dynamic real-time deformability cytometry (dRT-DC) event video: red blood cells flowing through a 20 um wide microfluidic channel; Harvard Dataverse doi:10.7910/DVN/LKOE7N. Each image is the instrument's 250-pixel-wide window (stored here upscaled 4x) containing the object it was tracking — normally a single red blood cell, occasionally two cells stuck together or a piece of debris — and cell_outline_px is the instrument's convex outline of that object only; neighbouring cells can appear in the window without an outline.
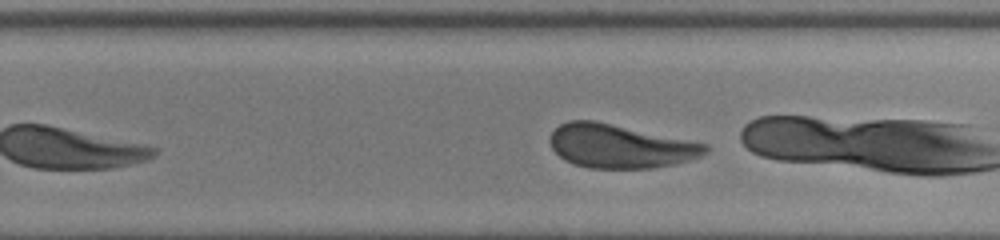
{"species": "human", "species_latin": "Homo sapiens", "temperature_condition": "warm", "stored_images_in_passage": 26, "camera_frame_rate_fps": 3000, "um_per_image_px": 0.085, "donor": {"sex": "male"}, "frame": {"image": 1, "passage_image": 19, "time_ms": 6.0, "image_size_px": [1000, 240], "cell_outline_px": [[704, 148], [700, 152], [664, 164], [640, 168], [600, 168], [580, 164], [568, 160], [560, 156], [556, 152], [552, 144], [552, 132], [556, 128], [564, 124], [576, 120], [584, 120], [604, 124], [700, 144]], "centroid_in_image_um": [52.45, 12.43], "position_along_channel_um": 277.3, "area_um2": 35.32}}
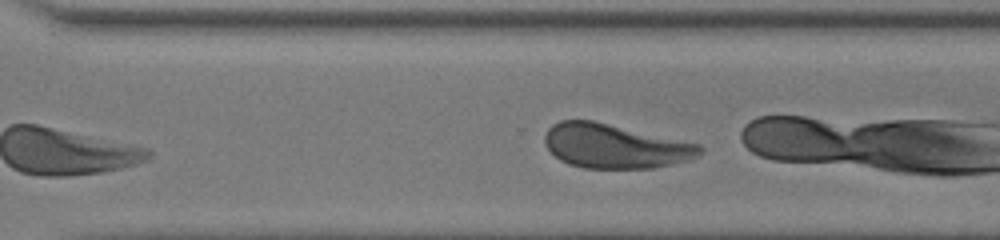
{"frame": {"image": 2, "passage_image": 22, "time_ms": 7.0, "image_size_px": [1000, 240], "cell_outline_px": [[700, 148], [696, 152], [660, 164], [640, 168], [592, 168], [572, 164], [556, 156], [548, 148], [548, 132], [556, 124], [564, 120], [588, 120], [692, 144]], "centroid_in_image_um": [52.03, 12.41], "position_along_channel_um": 318.6, "area_um2": 36.07}, "authors_computed_cell_mechanics": {"area_um2": 35.8649, "velocity_mm_per_s": 4.1171, "shape_relaxation_time_tau1_ms": 2.1963, "shape_relaxation_time_tau2_ms": null, "deformation_change_tau1": 0.2619, "deformation_change_tau2": null}}